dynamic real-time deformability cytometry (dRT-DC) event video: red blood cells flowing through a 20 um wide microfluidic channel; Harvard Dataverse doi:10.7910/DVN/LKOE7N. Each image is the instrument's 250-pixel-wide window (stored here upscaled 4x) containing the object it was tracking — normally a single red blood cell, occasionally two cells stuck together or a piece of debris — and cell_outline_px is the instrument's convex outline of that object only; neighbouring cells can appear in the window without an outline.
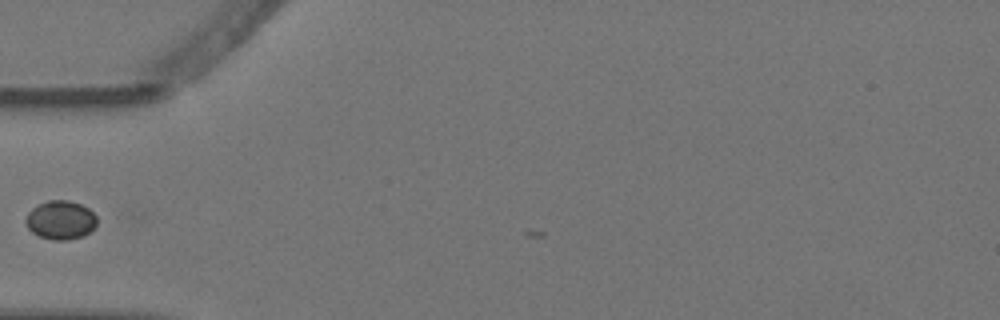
{"species": "Egyptian fruit bat (a non-hibernating species)", "species_latin": "Rousettus aegyptiacus", "temperature_condition": "warm", "stored_images_in_passage": 1, "camera_frame_rate_fps": 3000, "um_per_image_px": 0.085, "animal": {"sex": "female"}, "frame": {"image": 1, "passage_image": 1, "time_ms": 0.0, "image_size_px": [1000, 320], "cell_outline_px": [[96, 224], [84, 236], [68, 240], [52, 240], [40, 236], [32, 232], [24, 224], [24, 220], [28, 212], [36, 204], [48, 200], [68, 200], [80, 204], [88, 208], [96, 216]], "centroid_in_image_um": [5.11, 18.7], "position_along_channel_um": 79.9, "area_um2": 16.18}}